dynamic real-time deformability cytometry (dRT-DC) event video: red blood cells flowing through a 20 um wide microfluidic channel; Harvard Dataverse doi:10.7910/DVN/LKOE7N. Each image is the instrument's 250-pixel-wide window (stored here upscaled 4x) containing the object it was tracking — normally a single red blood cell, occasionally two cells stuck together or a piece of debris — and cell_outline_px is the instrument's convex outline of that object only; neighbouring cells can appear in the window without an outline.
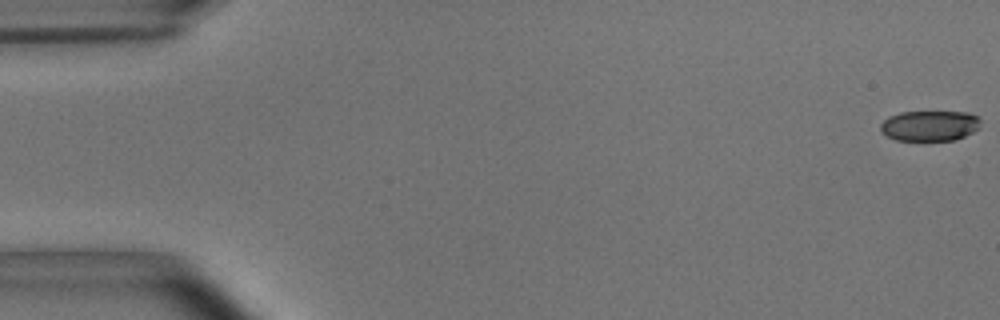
{"species": "common noctule bat (a hibernating species)", "species_latin": "Nyctalus noctula", "temperature_condition": "room temperature", "stored_images_in_passage": 54, "camera_frame_rate_fps": 3000, "um_per_image_px": 0.085, "animal": {"sex": "male", "body_mass_g": 15.6}, "frame": {"image": 1, "passage_image": 1, "time_ms": 0.0, "image_size_px": [1000, 320], "cell_outline_px": [[980, 120], [976, 128], [972, 132], [956, 140], [896, 140], [880, 132], [880, 124], [888, 116], [900, 112], [968, 112], [980, 116]], "centroid_in_image_um": [79.0, 10.68], "position_along_channel_um": 6.0, "area_um2": 17.74}}
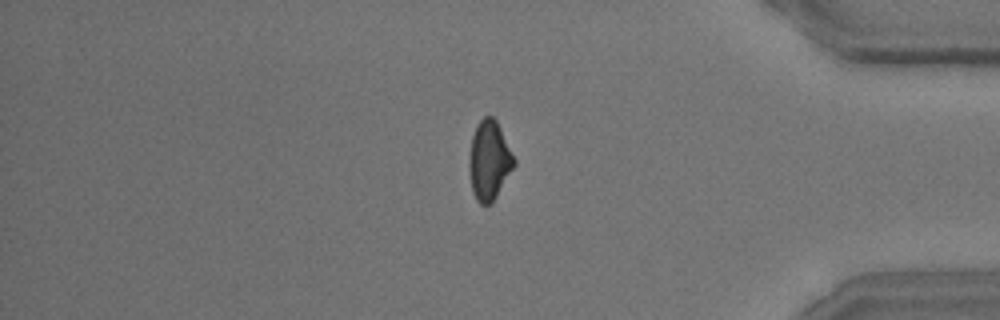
{"frame": {"image": 2, "passage_image": 46, "time_ms": 15.0, "image_size_px": [1000, 320], "cell_outline_px": [[516, 164], [496, 196], [488, 204], [480, 204], [476, 200], [472, 192], [468, 168], [468, 160], [472, 136], [476, 124], [484, 116], [492, 116], [496, 120], [516, 160]], "centroid_in_image_um": [41.56, 13.62], "position_along_channel_um": 393.6, "area_um2": 20.75}}
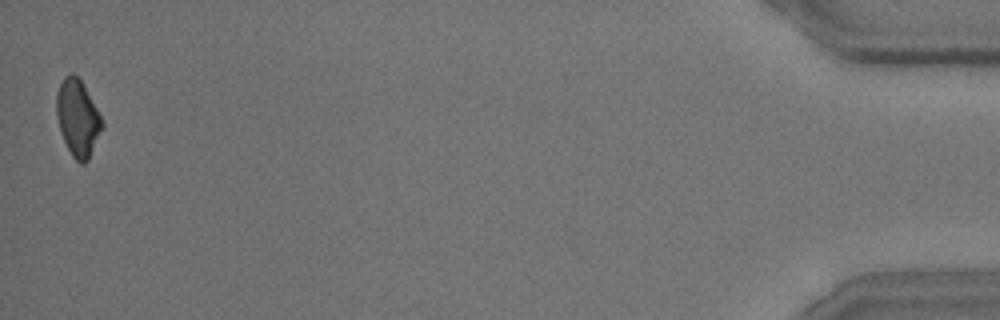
{"frame": {"image": 3, "passage_image": 54, "time_ms": 17.667, "image_size_px": [1000, 320], "cell_outline_px": [[104, 124], [88, 160], [84, 164], [80, 164], [72, 156], [64, 140], [56, 116], [56, 92], [64, 76], [72, 72], [80, 80], [96, 108]], "centroid_in_image_um": [6.58, 10.04], "position_along_channel_um": 428.6, "area_um2": 19.94}, "authors_computed_cell_mechanics": {"area_um2": 20.7502, "velocity_mm_per_s": 3.7087, "shape_relaxation_time_tau1_ms": 7.5009, "shape_relaxation_time_tau2_ms": 2.8863, "deformation_change_tau1": 0.181, "deformation_change_tau2": 0.0923}}